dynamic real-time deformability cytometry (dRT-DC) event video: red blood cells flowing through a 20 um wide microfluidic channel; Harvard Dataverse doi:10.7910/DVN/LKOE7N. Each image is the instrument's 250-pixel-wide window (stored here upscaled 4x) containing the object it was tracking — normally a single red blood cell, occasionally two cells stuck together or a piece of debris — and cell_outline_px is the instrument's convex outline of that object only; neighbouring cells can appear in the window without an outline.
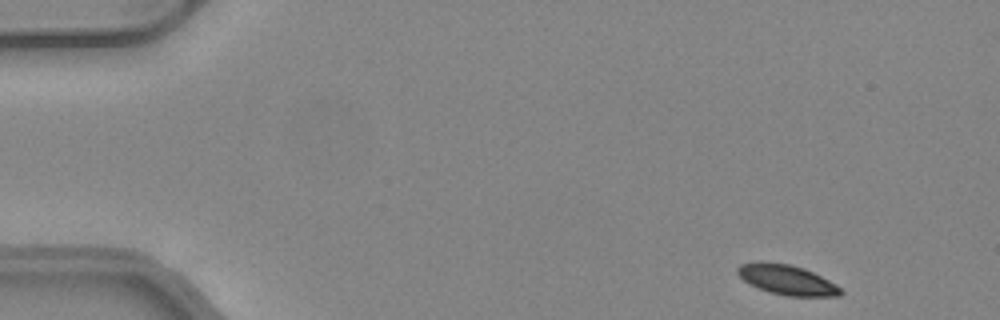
{"species": "common noctule bat (a hibernating species)", "species_latin": "Nyctalus noctula", "temperature_condition": "warm", "stored_images_in_passage": 46, "camera_frame_rate_fps": 3000, "um_per_image_px": 0.085, "animal": {"sex": "female", "body_mass_g": 24.6, "forearm_length_mm": 56.2}, "frame": {"image": 1, "passage_image": 1, "time_ms": 0.0, "image_size_px": [1000, 320], "cell_outline_px": [[844, 292], [840, 296], [788, 296], [768, 292], [748, 284], [736, 272], [736, 268], [740, 264], [756, 260], [764, 260], [792, 264], [804, 268], [836, 284]], "centroid_in_image_um": [66.84, 23.75], "position_along_channel_um": 18.2, "area_um2": 18.38}}
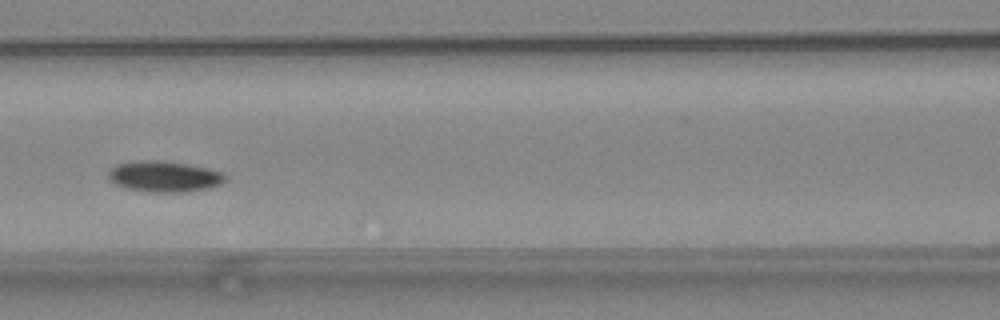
{"frame": {"image": 2, "passage_image": 19, "time_ms": 6.0, "image_size_px": [1000, 320], "cell_outline_px": [[228, 180], [212, 188], [184, 192], [148, 192], [124, 188], [116, 184], [108, 176], [108, 172], [116, 164], [140, 160], [156, 160], [184, 164], [208, 168], [224, 172]], "centroid_in_image_um": [14.0, 15.01], "position_along_channel_um": 152.6, "area_um2": 21.15}}
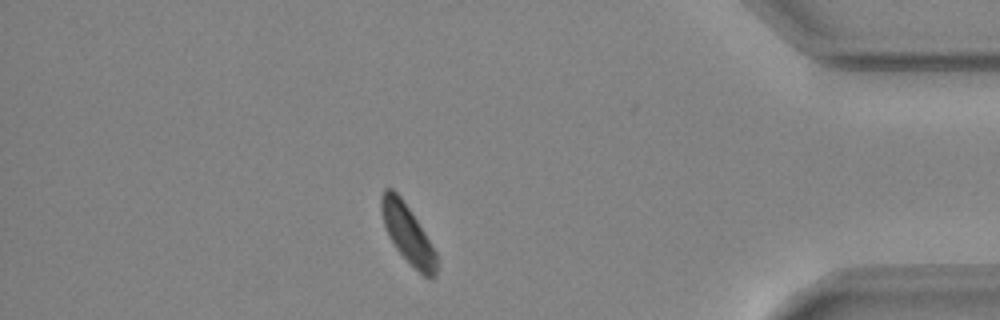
{"frame": {"image": 3, "passage_image": 40, "time_ms": 13.0, "image_size_px": [1000, 320], "cell_outline_px": [[436, 276], [432, 280], [424, 276], [396, 248], [388, 236], [384, 224], [380, 208], [380, 196], [384, 188], [392, 188], [400, 196], [424, 232], [436, 252]], "centroid_in_image_um": [34.63, 19.85], "position_along_channel_um": 400.6, "area_um2": 18.38}, "authors_computed_cell_mechanics": {"area_um2": 19.6809, "velocity_mm_per_s": 4.0938, "shape_relaxation_time_tau1_ms": 1.6751, "shape_relaxation_time_tau2_ms": null, "deformation_change_tau1": 0.0517, "deformation_change_tau2": null}}